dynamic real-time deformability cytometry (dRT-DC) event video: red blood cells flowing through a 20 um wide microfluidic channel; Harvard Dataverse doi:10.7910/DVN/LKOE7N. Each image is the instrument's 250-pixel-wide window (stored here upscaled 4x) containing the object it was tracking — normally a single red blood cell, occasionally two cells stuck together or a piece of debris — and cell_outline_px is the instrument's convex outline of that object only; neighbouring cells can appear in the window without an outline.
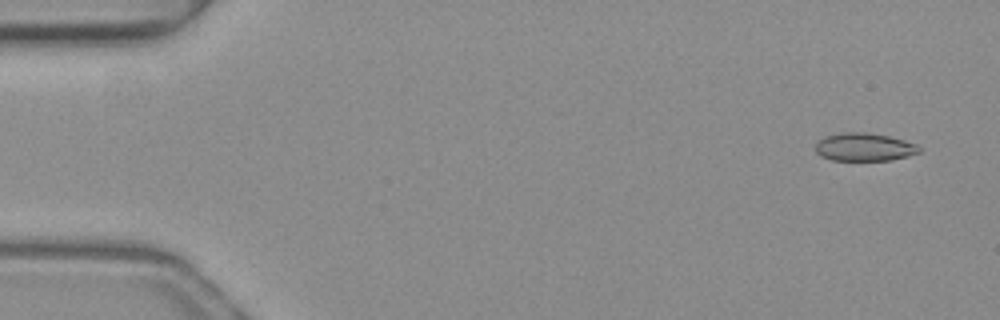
{"species": "common noctule bat (a hibernating species)", "species_latin": "Nyctalus noctula", "temperature_condition": "warm", "stored_images_in_passage": 12, "camera_frame_rate_fps": 3000, "um_per_image_px": 0.085, "animal": {"sex": "female", "body_mass_g": 19.3, "forearm_length_mm": 54.1}, "frame": {"image": 1, "passage_image": 3, "time_ms": 0.667, "image_size_px": [1000, 320], "cell_outline_px": [[920, 152], [908, 156], [892, 160], [832, 160], [820, 156], [816, 152], [816, 140], [824, 136], [844, 132], [868, 132], [888, 136], [904, 140], [916, 144], [920, 148]], "centroid_in_image_um": [73.43, 12.49], "position_along_channel_um": 11.6, "area_um2": 17.05}}